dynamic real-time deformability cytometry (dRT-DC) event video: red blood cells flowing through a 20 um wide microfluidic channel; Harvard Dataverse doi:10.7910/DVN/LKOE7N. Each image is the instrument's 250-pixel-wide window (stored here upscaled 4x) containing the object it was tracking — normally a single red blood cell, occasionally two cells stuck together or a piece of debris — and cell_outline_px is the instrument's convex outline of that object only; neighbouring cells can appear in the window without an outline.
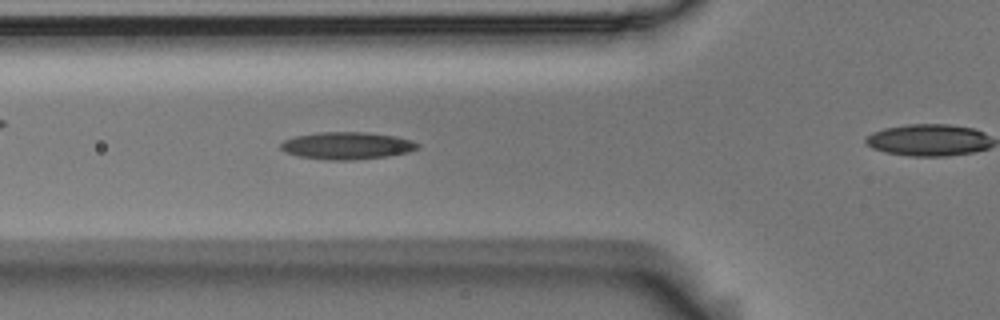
{"species": "Egyptian fruit bat (a non-hibernating species)", "species_latin": "Rousettus aegyptiacus", "temperature_condition": "room temperature", "stored_images_in_passage": 28, "camera_frame_rate_fps": 3000, "um_per_image_px": 0.085, "animal": {"sex": "male"}, "frame": {"image": 1, "passage_image": 3, "time_ms": 0.667, "image_size_px": [1000, 320], "cell_outline_px": [[420, 148], [408, 152], [388, 156], [356, 160], [328, 160], [296, 156], [284, 152], [280, 148], [280, 144], [284, 140], [296, 136], [320, 132], [364, 132], [396, 136], [412, 140], [420, 144]], "centroid_in_image_um": [29.5, 12.39], "position_along_channel_um": 96.3, "area_um2": 21.96}}
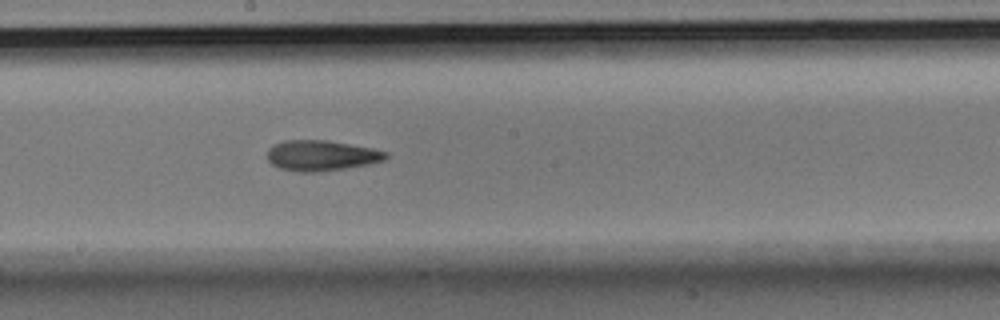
{"frame": {"image": 2, "passage_image": 13, "time_ms": 4.0, "image_size_px": [1000, 320], "cell_outline_px": [[388, 156], [384, 160], [368, 164], [320, 172], [300, 172], [280, 168], [272, 164], [268, 160], [268, 148], [284, 140], [324, 140], [372, 148], [388, 152]], "centroid_in_image_um": [27.31, 13.22], "position_along_channel_um": 220.9, "area_um2": 20.87}}
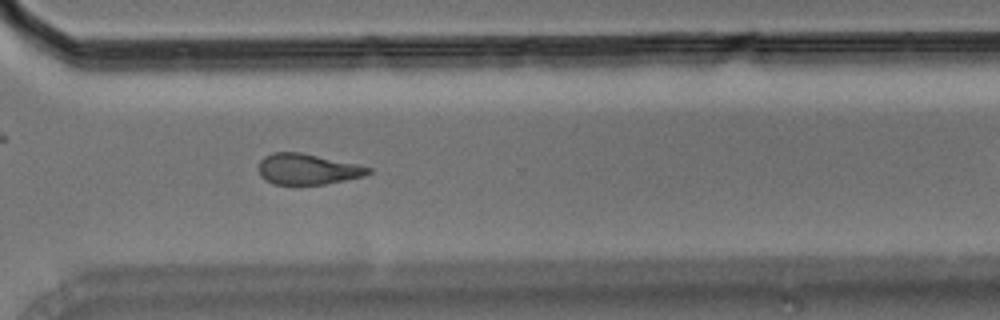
{"frame": {"image": 3, "passage_image": 23, "time_ms": 7.333, "image_size_px": [1000, 320], "cell_outline_px": [[372, 172], [364, 176], [324, 184], [272, 184], [264, 180], [260, 176], [260, 160], [264, 156], [272, 152], [300, 152], [356, 164], [372, 168]], "centroid_in_image_um": [26.12, 14.38], "position_along_channel_um": 344.5, "area_um2": 19.54}}